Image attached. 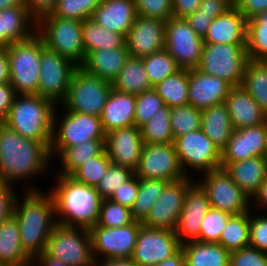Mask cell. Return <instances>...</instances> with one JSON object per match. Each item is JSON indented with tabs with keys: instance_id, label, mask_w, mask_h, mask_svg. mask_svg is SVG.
Here are the masks:
<instances>
[{
	"instance_id": "1",
	"label": "cell",
	"mask_w": 267,
	"mask_h": 266,
	"mask_svg": "<svg viewBox=\"0 0 267 266\" xmlns=\"http://www.w3.org/2000/svg\"><path fill=\"white\" fill-rule=\"evenodd\" d=\"M51 143L23 137L0 122V182L13 186L27 180L28 184L30 179L49 174L54 160Z\"/></svg>"
},
{
	"instance_id": "2",
	"label": "cell",
	"mask_w": 267,
	"mask_h": 266,
	"mask_svg": "<svg viewBox=\"0 0 267 266\" xmlns=\"http://www.w3.org/2000/svg\"><path fill=\"white\" fill-rule=\"evenodd\" d=\"M28 185L29 188L23 186L24 196H16L13 215L18 221L23 251L32 259L45 253L57 222L52 195L31 183Z\"/></svg>"
},
{
	"instance_id": "3",
	"label": "cell",
	"mask_w": 267,
	"mask_h": 266,
	"mask_svg": "<svg viewBox=\"0 0 267 266\" xmlns=\"http://www.w3.org/2000/svg\"><path fill=\"white\" fill-rule=\"evenodd\" d=\"M55 180L48 192L55 204L57 224L87 229L97 225L103 200L97 189L66 175L55 174Z\"/></svg>"
},
{
	"instance_id": "4",
	"label": "cell",
	"mask_w": 267,
	"mask_h": 266,
	"mask_svg": "<svg viewBox=\"0 0 267 266\" xmlns=\"http://www.w3.org/2000/svg\"><path fill=\"white\" fill-rule=\"evenodd\" d=\"M56 106L36 94H17L3 123L23 137L52 142Z\"/></svg>"
},
{
	"instance_id": "5",
	"label": "cell",
	"mask_w": 267,
	"mask_h": 266,
	"mask_svg": "<svg viewBox=\"0 0 267 266\" xmlns=\"http://www.w3.org/2000/svg\"><path fill=\"white\" fill-rule=\"evenodd\" d=\"M42 38L35 33L27 40L7 47L10 67V84L16 94H37L40 76Z\"/></svg>"
},
{
	"instance_id": "6",
	"label": "cell",
	"mask_w": 267,
	"mask_h": 266,
	"mask_svg": "<svg viewBox=\"0 0 267 266\" xmlns=\"http://www.w3.org/2000/svg\"><path fill=\"white\" fill-rule=\"evenodd\" d=\"M36 33L48 49L66 57L78 67L85 61L82 21L50 14L37 22Z\"/></svg>"
},
{
	"instance_id": "7",
	"label": "cell",
	"mask_w": 267,
	"mask_h": 266,
	"mask_svg": "<svg viewBox=\"0 0 267 266\" xmlns=\"http://www.w3.org/2000/svg\"><path fill=\"white\" fill-rule=\"evenodd\" d=\"M58 109L57 105L54 112L53 137L50 146L52 158H55L64 147L83 144L90 140H105L106 134L102 128L100 117L69 111L63 106L61 110L65 111L61 114ZM59 113L62 118L59 117Z\"/></svg>"
},
{
	"instance_id": "8",
	"label": "cell",
	"mask_w": 267,
	"mask_h": 266,
	"mask_svg": "<svg viewBox=\"0 0 267 266\" xmlns=\"http://www.w3.org/2000/svg\"><path fill=\"white\" fill-rule=\"evenodd\" d=\"M112 88L111 82L89 74L79 66L74 70L65 100L58 107L100 117Z\"/></svg>"
},
{
	"instance_id": "9",
	"label": "cell",
	"mask_w": 267,
	"mask_h": 266,
	"mask_svg": "<svg viewBox=\"0 0 267 266\" xmlns=\"http://www.w3.org/2000/svg\"><path fill=\"white\" fill-rule=\"evenodd\" d=\"M248 60L246 44L204 43L197 69L225 80L232 87L240 86Z\"/></svg>"
},
{
	"instance_id": "10",
	"label": "cell",
	"mask_w": 267,
	"mask_h": 266,
	"mask_svg": "<svg viewBox=\"0 0 267 266\" xmlns=\"http://www.w3.org/2000/svg\"><path fill=\"white\" fill-rule=\"evenodd\" d=\"M45 254L68 266H94L92 241L87 228L57 224L47 241Z\"/></svg>"
},
{
	"instance_id": "11",
	"label": "cell",
	"mask_w": 267,
	"mask_h": 266,
	"mask_svg": "<svg viewBox=\"0 0 267 266\" xmlns=\"http://www.w3.org/2000/svg\"><path fill=\"white\" fill-rule=\"evenodd\" d=\"M174 144L186 177L191 170L204 174L221 168V151L201 129L175 138Z\"/></svg>"
},
{
	"instance_id": "12",
	"label": "cell",
	"mask_w": 267,
	"mask_h": 266,
	"mask_svg": "<svg viewBox=\"0 0 267 266\" xmlns=\"http://www.w3.org/2000/svg\"><path fill=\"white\" fill-rule=\"evenodd\" d=\"M197 182L207 192L210 207L231 215L250 211L251 199L236 185L223 168L204 174Z\"/></svg>"
},
{
	"instance_id": "13",
	"label": "cell",
	"mask_w": 267,
	"mask_h": 266,
	"mask_svg": "<svg viewBox=\"0 0 267 266\" xmlns=\"http://www.w3.org/2000/svg\"><path fill=\"white\" fill-rule=\"evenodd\" d=\"M78 66L48 49L41 51L39 87L36 95L60 105L66 98L74 70Z\"/></svg>"
},
{
	"instance_id": "14",
	"label": "cell",
	"mask_w": 267,
	"mask_h": 266,
	"mask_svg": "<svg viewBox=\"0 0 267 266\" xmlns=\"http://www.w3.org/2000/svg\"><path fill=\"white\" fill-rule=\"evenodd\" d=\"M204 40L184 18L172 17L165 22V49L181 69L199 66Z\"/></svg>"
},
{
	"instance_id": "15",
	"label": "cell",
	"mask_w": 267,
	"mask_h": 266,
	"mask_svg": "<svg viewBox=\"0 0 267 266\" xmlns=\"http://www.w3.org/2000/svg\"><path fill=\"white\" fill-rule=\"evenodd\" d=\"M141 227L142 223L139 221H133L124 227H91L89 231L94 260L131 258Z\"/></svg>"
},
{
	"instance_id": "16",
	"label": "cell",
	"mask_w": 267,
	"mask_h": 266,
	"mask_svg": "<svg viewBox=\"0 0 267 266\" xmlns=\"http://www.w3.org/2000/svg\"><path fill=\"white\" fill-rule=\"evenodd\" d=\"M195 181L192 177H185L168 182L152 205L147 217L141 222L142 225L174 231L183 208L186 192Z\"/></svg>"
},
{
	"instance_id": "17",
	"label": "cell",
	"mask_w": 267,
	"mask_h": 266,
	"mask_svg": "<svg viewBox=\"0 0 267 266\" xmlns=\"http://www.w3.org/2000/svg\"><path fill=\"white\" fill-rule=\"evenodd\" d=\"M139 179H158L167 182L185 178L174 143L145 144L135 170Z\"/></svg>"
},
{
	"instance_id": "18",
	"label": "cell",
	"mask_w": 267,
	"mask_h": 266,
	"mask_svg": "<svg viewBox=\"0 0 267 266\" xmlns=\"http://www.w3.org/2000/svg\"><path fill=\"white\" fill-rule=\"evenodd\" d=\"M181 245L174 231L142 225L131 259L138 266H156L176 254Z\"/></svg>"
},
{
	"instance_id": "19",
	"label": "cell",
	"mask_w": 267,
	"mask_h": 266,
	"mask_svg": "<svg viewBox=\"0 0 267 266\" xmlns=\"http://www.w3.org/2000/svg\"><path fill=\"white\" fill-rule=\"evenodd\" d=\"M210 208L207 192L195 181L186 192L183 208L174 230L181 244L199 241L202 220Z\"/></svg>"
},
{
	"instance_id": "20",
	"label": "cell",
	"mask_w": 267,
	"mask_h": 266,
	"mask_svg": "<svg viewBox=\"0 0 267 266\" xmlns=\"http://www.w3.org/2000/svg\"><path fill=\"white\" fill-rule=\"evenodd\" d=\"M125 43L130 56L143 58L165 48V21L137 15Z\"/></svg>"
},
{
	"instance_id": "21",
	"label": "cell",
	"mask_w": 267,
	"mask_h": 266,
	"mask_svg": "<svg viewBox=\"0 0 267 266\" xmlns=\"http://www.w3.org/2000/svg\"><path fill=\"white\" fill-rule=\"evenodd\" d=\"M267 123L234 129L221 151V163H234L266 155Z\"/></svg>"
},
{
	"instance_id": "22",
	"label": "cell",
	"mask_w": 267,
	"mask_h": 266,
	"mask_svg": "<svg viewBox=\"0 0 267 266\" xmlns=\"http://www.w3.org/2000/svg\"><path fill=\"white\" fill-rule=\"evenodd\" d=\"M143 145L140 128L135 125L105 135V151L111 162L134 172L139 165Z\"/></svg>"
},
{
	"instance_id": "23",
	"label": "cell",
	"mask_w": 267,
	"mask_h": 266,
	"mask_svg": "<svg viewBox=\"0 0 267 266\" xmlns=\"http://www.w3.org/2000/svg\"><path fill=\"white\" fill-rule=\"evenodd\" d=\"M231 85L225 80L199 71L188 69L189 104L199 110L224 103Z\"/></svg>"
},
{
	"instance_id": "24",
	"label": "cell",
	"mask_w": 267,
	"mask_h": 266,
	"mask_svg": "<svg viewBox=\"0 0 267 266\" xmlns=\"http://www.w3.org/2000/svg\"><path fill=\"white\" fill-rule=\"evenodd\" d=\"M136 16L134 0H102L90 19L126 38Z\"/></svg>"
},
{
	"instance_id": "25",
	"label": "cell",
	"mask_w": 267,
	"mask_h": 266,
	"mask_svg": "<svg viewBox=\"0 0 267 266\" xmlns=\"http://www.w3.org/2000/svg\"><path fill=\"white\" fill-rule=\"evenodd\" d=\"M225 103L234 129L267 123V114L242 85L231 87Z\"/></svg>"
},
{
	"instance_id": "26",
	"label": "cell",
	"mask_w": 267,
	"mask_h": 266,
	"mask_svg": "<svg viewBox=\"0 0 267 266\" xmlns=\"http://www.w3.org/2000/svg\"><path fill=\"white\" fill-rule=\"evenodd\" d=\"M247 19L233 5L212 20L203 37L204 43L246 44Z\"/></svg>"
},
{
	"instance_id": "27",
	"label": "cell",
	"mask_w": 267,
	"mask_h": 266,
	"mask_svg": "<svg viewBox=\"0 0 267 266\" xmlns=\"http://www.w3.org/2000/svg\"><path fill=\"white\" fill-rule=\"evenodd\" d=\"M136 96L112 88L100 116L102 128L107 134L113 130L135 125Z\"/></svg>"
},
{
	"instance_id": "28",
	"label": "cell",
	"mask_w": 267,
	"mask_h": 266,
	"mask_svg": "<svg viewBox=\"0 0 267 266\" xmlns=\"http://www.w3.org/2000/svg\"><path fill=\"white\" fill-rule=\"evenodd\" d=\"M236 185L250 198L267 177V158L258 156L234 163H221Z\"/></svg>"
},
{
	"instance_id": "29",
	"label": "cell",
	"mask_w": 267,
	"mask_h": 266,
	"mask_svg": "<svg viewBox=\"0 0 267 266\" xmlns=\"http://www.w3.org/2000/svg\"><path fill=\"white\" fill-rule=\"evenodd\" d=\"M2 48L27 40L36 33L37 22L30 16L27 7L21 4L0 11Z\"/></svg>"
},
{
	"instance_id": "30",
	"label": "cell",
	"mask_w": 267,
	"mask_h": 266,
	"mask_svg": "<svg viewBox=\"0 0 267 266\" xmlns=\"http://www.w3.org/2000/svg\"><path fill=\"white\" fill-rule=\"evenodd\" d=\"M129 57L130 53L125 43L119 48L89 52L80 67L87 73L112 83Z\"/></svg>"
},
{
	"instance_id": "31",
	"label": "cell",
	"mask_w": 267,
	"mask_h": 266,
	"mask_svg": "<svg viewBox=\"0 0 267 266\" xmlns=\"http://www.w3.org/2000/svg\"><path fill=\"white\" fill-rule=\"evenodd\" d=\"M0 263L6 266H30L31 263L23 251L18 221L13 214L0 223Z\"/></svg>"
},
{
	"instance_id": "32",
	"label": "cell",
	"mask_w": 267,
	"mask_h": 266,
	"mask_svg": "<svg viewBox=\"0 0 267 266\" xmlns=\"http://www.w3.org/2000/svg\"><path fill=\"white\" fill-rule=\"evenodd\" d=\"M201 130L220 151L226 147L234 128L225 102L202 110Z\"/></svg>"
},
{
	"instance_id": "33",
	"label": "cell",
	"mask_w": 267,
	"mask_h": 266,
	"mask_svg": "<svg viewBox=\"0 0 267 266\" xmlns=\"http://www.w3.org/2000/svg\"><path fill=\"white\" fill-rule=\"evenodd\" d=\"M181 248L188 266H229L230 253L219 243L190 241Z\"/></svg>"
},
{
	"instance_id": "34",
	"label": "cell",
	"mask_w": 267,
	"mask_h": 266,
	"mask_svg": "<svg viewBox=\"0 0 267 266\" xmlns=\"http://www.w3.org/2000/svg\"><path fill=\"white\" fill-rule=\"evenodd\" d=\"M112 86L117 91L135 96L153 88L149 82L143 59L130 56L112 82Z\"/></svg>"
},
{
	"instance_id": "35",
	"label": "cell",
	"mask_w": 267,
	"mask_h": 266,
	"mask_svg": "<svg viewBox=\"0 0 267 266\" xmlns=\"http://www.w3.org/2000/svg\"><path fill=\"white\" fill-rule=\"evenodd\" d=\"M105 150V140H90L83 144L64 147L55 157L61 162L55 173L70 176L83 163L100 155ZM60 158V159H59Z\"/></svg>"
},
{
	"instance_id": "36",
	"label": "cell",
	"mask_w": 267,
	"mask_h": 266,
	"mask_svg": "<svg viewBox=\"0 0 267 266\" xmlns=\"http://www.w3.org/2000/svg\"><path fill=\"white\" fill-rule=\"evenodd\" d=\"M82 38L86 55L101 49H114L125 44V37L96 24L92 19L82 21Z\"/></svg>"
},
{
	"instance_id": "37",
	"label": "cell",
	"mask_w": 267,
	"mask_h": 266,
	"mask_svg": "<svg viewBox=\"0 0 267 266\" xmlns=\"http://www.w3.org/2000/svg\"><path fill=\"white\" fill-rule=\"evenodd\" d=\"M246 52L249 60L267 62V10L247 20Z\"/></svg>"
},
{
	"instance_id": "38",
	"label": "cell",
	"mask_w": 267,
	"mask_h": 266,
	"mask_svg": "<svg viewBox=\"0 0 267 266\" xmlns=\"http://www.w3.org/2000/svg\"><path fill=\"white\" fill-rule=\"evenodd\" d=\"M153 88L169 108L189 104L188 69H180L173 75L166 77Z\"/></svg>"
},
{
	"instance_id": "39",
	"label": "cell",
	"mask_w": 267,
	"mask_h": 266,
	"mask_svg": "<svg viewBox=\"0 0 267 266\" xmlns=\"http://www.w3.org/2000/svg\"><path fill=\"white\" fill-rule=\"evenodd\" d=\"M241 85L267 114V62L248 60Z\"/></svg>"
},
{
	"instance_id": "40",
	"label": "cell",
	"mask_w": 267,
	"mask_h": 266,
	"mask_svg": "<svg viewBox=\"0 0 267 266\" xmlns=\"http://www.w3.org/2000/svg\"><path fill=\"white\" fill-rule=\"evenodd\" d=\"M229 253L249 246V212L232 215L218 242Z\"/></svg>"
},
{
	"instance_id": "41",
	"label": "cell",
	"mask_w": 267,
	"mask_h": 266,
	"mask_svg": "<svg viewBox=\"0 0 267 266\" xmlns=\"http://www.w3.org/2000/svg\"><path fill=\"white\" fill-rule=\"evenodd\" d=\"M171 108L166 105L159 113L140 127L141 136L145 144L174 143L170 125Z\"/></svg>"
},
{
	"instance_id": "42",
	"label": "cell",
	"mask_w": 267,
	"mask_h": 266,
	"mask_svg": "<svg viewBox=\"0 0 267 266\" xmlns=\"http://www.w3.org/2000/svg\"><path fill=\"white\" fill-rule=\"evenodd\" d=\"M168 182L158 179H139V190L131 208L134 221L142 222Z\"/></svg>"
},
{
	"instance_id": "43",
	"label": "cell",
	"mask_w": 267,
	"mask_h": 266,
	"mask_svg": "<svg viewBox=\"0 0 267 266\" xmlns=\"http://www.w3.org/2000/svg\"><path fill=\"white\" fill-rule=\"evenodd\" d=\"M142 59L152 87L181 69L165 48Z\"/></svg>"
},
{
	"instance_id": "44",
	"label": "cell",
	"mask_w": 267,
	"mask_h": 266,
	"mask_svg": "<svg viewBox=\"0 0 267 266\" xmlns=\"http://www.w3.org/2000/svg\"><path fill=\"white\" fill-rule=\"evenodd\" d=\"M202 110L191 104L172 107L170 125L173 138L201 129Z\"/></svg>"
},
{
	"instance_id": "45",
	"label": "cell",
	"mask_w": 267,
	"mask_h": 266,
	"mask_svg": "<svg viewBox=\"0 0 267 266\" xmlns=\"http://www.w3.org/2000/svg\"><path fill=\"white\" fill-rule=\"evenodd\" d=\"M111 163V160L104 150L100 155L92 157L88 162L83 163L70 177L77 182L96 187Z\"/></svg>"
},
{
	"instance_id": "46",
	"label": "cell",
	"mask_w": 267,
	"mask_h": 266,
	"mask_svg": "<svg viewBox=\"0 0 267 266\" xmlns=\"http://www.w3.org/2000/svg\"><path fill=\"white\" fill-rule=\"evenodd\" d=\"M102 0H57L52 15L73 20L90 19Z\"/></svg>"
},
{
	"instance_id": "47",
	"label": "cell",
	"mask_w": 267,
	"mask_h": 266,
	"mask_svg": "<svg viewBox=\"0 0 267 266\" xmlns=\"http://www.w3.org/2000/svg\"><path fill=\"white\" fill-rule=\"evenodd\" d=\"M134 175L135 172L130 168L111 163L95 188L102 199H110L116 189H119Z\"/></svg>"
},
{
	"instance_id": "48",
	"label": "cell",
	"mask_w": 267,
	"mask_h": 266,
	"mask_svg": "<svg viewBox=\"0 0 267 266\" xmlns=\"http://www.w3.org/2000/svg\"><path fill=\"white\" fill-rule=\"evenodd\" d=\"M133 221L131 209L114 203L110 199L102 200L97 226L108 228L124 227Z\"/></svg>"
},
{
	"instance_id": "49",
	"label": "cell",
	"mask_w": 267,
	"mask_h": 266,
	"mask_svg": "<svg viewBox=\"0 0 267 266\" xmlns=\"http://www.w3.org/2000/svg\"><path fill=\"white\" fill-rule=\"evenodd\" d=\"M164 106L163 99L154 88L136 95L135 126L140 128L149 121L153 115L158 114L160 109Z\"/></svg>"
},
{
	"instance_id": "50",
	"label": "cell",
	"mask_w": 267,
	"mask_h": 266,
	"mask_svg": "<svg viewBox=\"0 0 267 266\" xmlns=\"http://www.w3.org/2000/svg\"><path fill=\"white\" fill-rule=\"evenodd\" d=\"M232 215L210 208L202 220L199 242L218 243L227 221Z\"/></svg>"
},
{
	"instance_id": "51",
	"label": "cell",
	"mask_w": 267,
	"mask_h": 266,
	"mask_svg": "<svg viewBox=\"0 0 267 266\" xmlns=\"http://www.w3.org/2000/svg\"><path fill=\"white\" fill-rule=\"evenodd\" d=\"M252 211H249V246L267 253V212L259 215Z\"/></svg>"
},
{
	"instance_id": "52",
	"label": "cell",
	"mask_w": 267,
	"mask_h": 266,
	"mask_svg": "<svg viewBox=\"0 0 267 266\" xmlns=\"http://www.w3.org/2000/svg\"><path fill=\"white\" fill-rule=\"evenodd\" d=\"M137 15L168 21L173 17L172 0H134Z\"/></svg>"
},
{
	"instance_id": "53",
	"label": "cell",
	"mask_w": 267,
	"mask_h": 266,
	"mask_svg": "<svg viewBox=\"0 0 267 266\" xmlns=\"http://www.w3.org/2000/svg\"><path fill=\"white\" fill-rule=\"evenodd\" d=\"M229 266H267V253L250 246L233 251L229 256Z\"/></svg>"
},
{
	"instance_id": "54",
	"label": "cell",
	"mask_w": 267,
	"mask_h": 266,
	"mask_svg": "<svg viewBox=\"0 0 267 266\" xmlns=\"http://www.w3.org/2000/svg\"><path fill=\"white\" fill-rule=\"evenodd\" d=\"M138 190L139 178L134 175L130 180L122 184L119 189H116L110 200L131 209L136 200Z\"/></svg>"
},
{
	"instance_id": "55",
	"label": "cell",
	"mask_w": 267,
	"mask_h": 266,
	"mask_svg": "<svg viewBox=\"0 0 267 266\" xmlns=\"http://www.w3.org/2000/svg\"><path fill=\"white\" fill-rule=\"evenodd\" d=\"M16 186L0 182V223L13 214L15 198L18 194ZM15 188V189H14Z\"/></svg>"
},
{
	"instance_id": "56",
	"label": "cell",
	"mask_w": 267,
	"mask_h": 266,
	"mask_svg": "<svg viewBox=\"0 0 267 266\" xmlns=\"http://www.w3.org/2000/svg\"><path fill=\"white\" fill-rule=\"evenodd\" d=\"M23 3L30 16L38 22L41 18L53 13L57 0H23Z\"/></svg>"
},
{
	"instance_id": "57",
	"label": "cell",
	"mask_w": 267,
	"mask_h": 266,
	"mask_svg": "<svg viewBox=\"0 0 267 266\" xmlns=\"http://www.w3.org/2000/svg\"><path fill=\"white\" fill-rule=\"evenodd\" d=\"M214 18L215 16L213 14H206L197 9L192 14L187 15L184 19L193 31L203 38Z\"/></svg>"
},
{
	"instance_id": "58",
	"label": "cell",
	"mask_w": 267,
	"mask_h": 266,
	"mask_svg": "<svg viewBox=\"0 0 267 266\" xmlns=\"http://www.w3.org/2000/svg\"><path fill=\"white\" fill-rule=\"evenodd\" d=\"M233 2L247 20L267 10V0H233Z\"/></svg>"
},
{
	"instance_id": "59",
	"label": "cell",
	"mask_w": 267,
	"mask_h": 266,
	"mask_svg": "<svg viewBox=\"0 0 267 266\" xmlns=\"http://www.w3.org/2000/svg\"><path fill=\"white\" fill-rule=\"evenodd\" d=\"M16 95L10 83L0 84V122L8 116Z\"/></svg>"
},
{
	"instance_id": "60",
	"label": "cell",
	"mask_w": 267,
	"mask_h": 266,
	"mask_svg": "<svg viewBox=\"0 0 267 266\" xmlns=\"http://www.w3.org/2000/svg\"><path fill=\"white\" fill-rule=\"evenodd\" d=\"M233 5V0H202L198 9L206 14H213L216 18L226 12Z\"/></svg>"
},
{
	"instance_id": "61",
	"label": "cell",
	"mask_w": 267,
	"mask_h": 266,
	"mask_svg": "<svg viewBox=\"0 0 267 266\" xmlns=\"http://www.w3.org/2000/svg\"><path fill=\"white\" fill-rule=\"evenodd\" d=\"M202 0H172L173 17L185 18L200 7Z\"/></svg>"
},
{
	"instance_id": "62",
	"label": "cell",
	"mask_w": 267,
	"mask_h": 266,
	"mask_svg": "<svg viewBox=\"0 0 267 266\" xmlns=\"http://www.w3.org/2000/svg\"><path fill=\"white\" fill-rule=\"evenodd\" d=\"M253 207H256L257 209L259 207V209L262 208V210L267 211V177L260 185L257 193L251 199V209H256Z\"/></svg>"
},
{
	"instance_id": "63",
	"label": "cell",
	"mask_w": 267,
	"mask_h": 266,
	"mask_svg": "<svg viewBox=\"0 0 267 266\" xmlns=\"http://www.w3.org/2000/svg\"><path fill=\"white\" fill-rule=\"evenodd\" d=\"M10 82V67L7 47L0 48V84Z\"/></svg>"
},
{
	"instance_id": "64",
	"label": "cell",
	"mask_w": 267,
	"mask_h": 266,
	"mask_svg": "<svg viewBox=\"0 0 267 266\" xmlns=\"http://www.w3.org/2000/svg\"><path fill=\"white\" fill-rule=\"evenodd\" d=\"M94 266H138L131 258H108L95 261Z\"/></svg>"
},
{
	"instance_id": "65",
	"label": "cell",
	"mask_w": 267,
	"mask_h": 266,
	"mask_svg": "<svg viewBox=\"0 0 267 266\" xmlns=\"http://www.w3.org/2000/svg\"><path fill=\"white\" fill-rule=\"evenodd\" d=\"M30 266H68L60 260L48 257L45 253L31 259Z\"/></svg>"
},
{
	"instance_id": "66",
	"label": "cell",
	"mask_w": 267,
	"mask_h": 266,
	"mask_svg": "<svg viewBox=\"0 0 267 266\" xmlns=\"http://www.w3.org/2000/svg\"><path fill=\"white\" fill-rule=\"evenodd\" d=\"M184 265H185V255L181 248L176 254L158 263L156 266H184Z\"/></svg>"
},
{
	"instance_id": "67",
	"label": "cell",
	"mask_w": 267,
	"mask_h": 266,
	"mask_svg": "<svg viewBox=\"0 0 267 266\" xmlns=\"http://www.w3.org/2000/svg\"><path fill=\"white\" fill-rule=\"evenodd\" d=\"M23 0H0V11L21 4Z\"/></svg>"
},
{
	"instance_id": "68",
	"label": "cell",
	"mask_w": 267,
	"mask_h": 266,
	"mask_svg": "<svg viewBox=\"0 0 267 266\" xmlns=\"http://www.w3.org/2000/svg\"><path fill=\"white\" fill-rule=\"evenodd\" d=\"M0 48H2V32H1V25H0Z\"/></svg>"
},
{
	"instance_id": "69",
	"label": "cell",
	"mask_w": 267,
	"mask_h": 266,
	"mask_svg": "<svg viewBox=\"0 0 267 266\" xmlns=\"http://www.w3.org/2000/svg\"><path fill=\"white\" fill-rule=\"evenodd\" d=\"M265 157L267 158V140H266V155Z\"/></svg>"
}]
</instances>
